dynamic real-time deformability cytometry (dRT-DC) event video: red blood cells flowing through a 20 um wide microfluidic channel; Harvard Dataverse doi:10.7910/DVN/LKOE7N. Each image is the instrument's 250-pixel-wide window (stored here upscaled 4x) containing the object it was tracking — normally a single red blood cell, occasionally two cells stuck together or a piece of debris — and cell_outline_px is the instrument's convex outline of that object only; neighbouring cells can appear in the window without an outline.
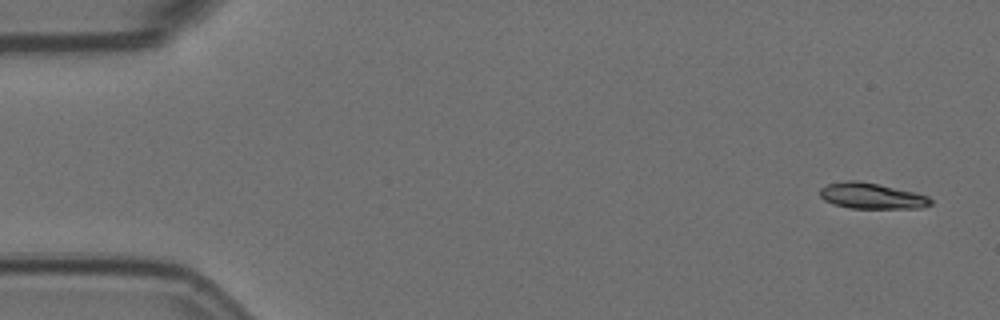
{"species": "Egyptian fruit bat (a non-hibernating species)", "species_latin": "Rousettus aegyptiacus", "temperature_condition": "room temperature", "stored_images_in_passage": 5, "camera_frame_rate_fps": 3000, "um_per_image_px": 0.085, "animal": {"sex": "female"}, "frame": {"image": 1, "passage_image": 1, "time_ms": 0.0, "image_size_px": [1000, 320], "cell_outline_px": [[932, 204], [920, 208], [848, 208], [832, 204], [824, 200], [820, 196], [820, 188], [828, 184], [844, 180], [856, 180], [916, 192], [928, 196], [932, 200]], "centroid_in_image_um": [74.07, 16.65], "position_along_channel_um": 10.9, "area_um2": 16.7}}
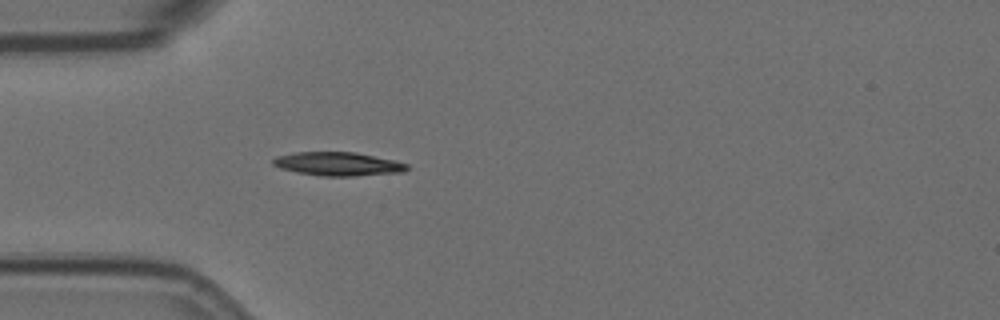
{"frame": {"image": 2, "passage_image": 5, "time_ms": 1.333, "image_size_px": [1000, 320], "cell_outline_px": [[408, 168], [404, 172], [356, 176], [320, 176], [296, 172], [280, 168], [272, 164], [272, 160], [276, 156], [296, 152], [356, 152], [396, 160], [408, 164]], "centroid_in_image_um": [28.75, 13.93], "position_along_channel_um": 56.3, "area_um2": 18.61}}